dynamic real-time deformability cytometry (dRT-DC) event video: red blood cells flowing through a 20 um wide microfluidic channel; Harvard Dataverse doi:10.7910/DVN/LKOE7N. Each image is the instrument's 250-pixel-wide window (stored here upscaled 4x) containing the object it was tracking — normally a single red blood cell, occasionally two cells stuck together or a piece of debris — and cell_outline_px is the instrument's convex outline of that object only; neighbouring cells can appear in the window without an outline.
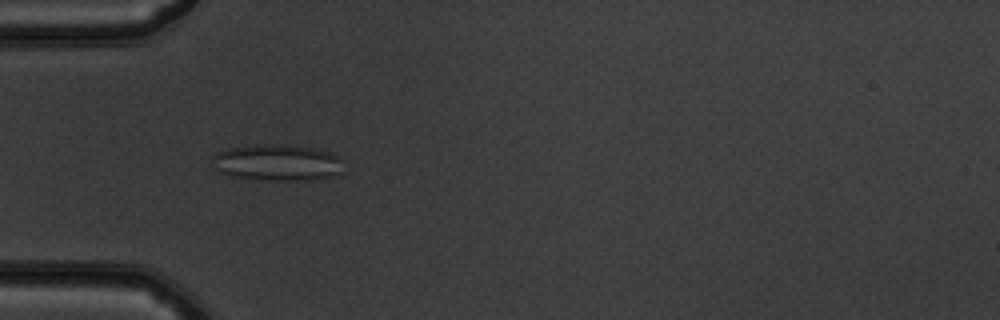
{"species": "common noctule bat (a hibernating species)", "species_latin": "Nyctalus noctula", "temperature_condition": "warm", "stored_images_in_passage": 36, "camera_frame_rate_fps": 3000, "um_per_image_px": 0.085, "animal": {"sex": "male", "body_mass_g": 19.5, "forearm_length_mm": 54.6}, "frame": {"image": 1, "passage_image": 5, "time_ms": 1.333, "image_size_px": [1000, 320], "cell_outline_px": [[344, 172], [312, 180], [264, 180], [232, 176], [220, 172], [216, 168], [212, 156], [216, 152], [228, 148], [256, 144], [284, 144], [312, 148], [332, 152], [340, 156]], "centroid_in_image_um": [23.59, 13.81], "position_along_channel_um": 61.4, "area_um2": 27.98}}
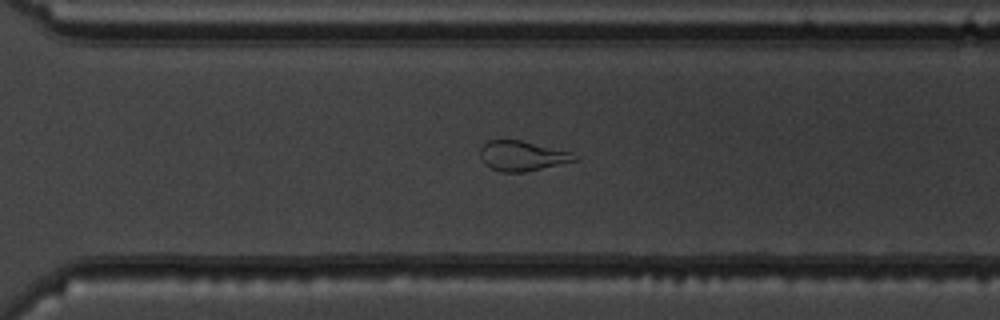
{"frame": {"image": 2, "passage_image": 25, "time_ms": 8.0, "image_size_px": [1000, 320], "cell_outline_px": [[576, 160], [524, 172], [500, 172], [484, 164], [480, 156], [480, 148], [488, 140], [520, 140], [572, 152]], "centroid_in_image_um": [44.32, 13.25], "position_along_channel_um": 326.3, "area_um2": 16.18}}
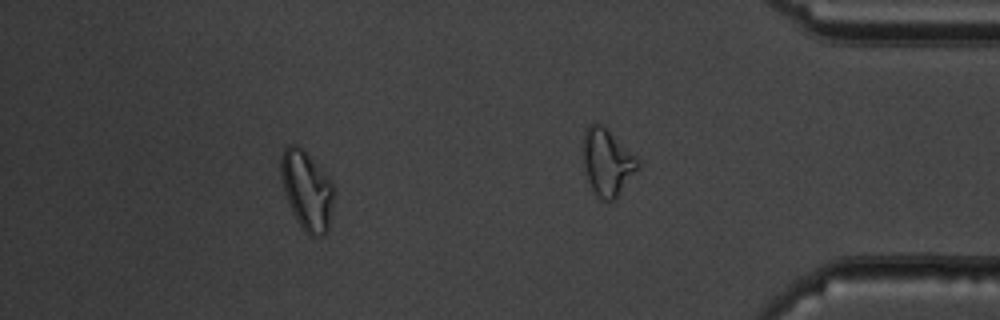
{"frame": {"image": 3, "passage_image": 30, "time_ms": 9.667, "image_size_px": [1000, 320], "cell_outline_px": [[336, 192], [328, 232], [324, 236], [308, 236], [304, 232], [284, 192], [280, 176], [280, 156], [284, 148], [288, 144], [296, 144], [328, 176], [336, 188]], "centroid_in_image_um": [26.12, 16.2], "position_along_channel_um": 409.1, "area_um2": 24.57}, "authors_computed_cell_mechanics": {"area_um2": 18.7561, "velocity_mm_per_s": 4.0117, "shape_relaxation_time_tau1_ms": null, "shape_relaxation_time_tau2_ms": 1.3077, "deformation_change_tau1": null, "deformation_change_tau2": 0.1096}}